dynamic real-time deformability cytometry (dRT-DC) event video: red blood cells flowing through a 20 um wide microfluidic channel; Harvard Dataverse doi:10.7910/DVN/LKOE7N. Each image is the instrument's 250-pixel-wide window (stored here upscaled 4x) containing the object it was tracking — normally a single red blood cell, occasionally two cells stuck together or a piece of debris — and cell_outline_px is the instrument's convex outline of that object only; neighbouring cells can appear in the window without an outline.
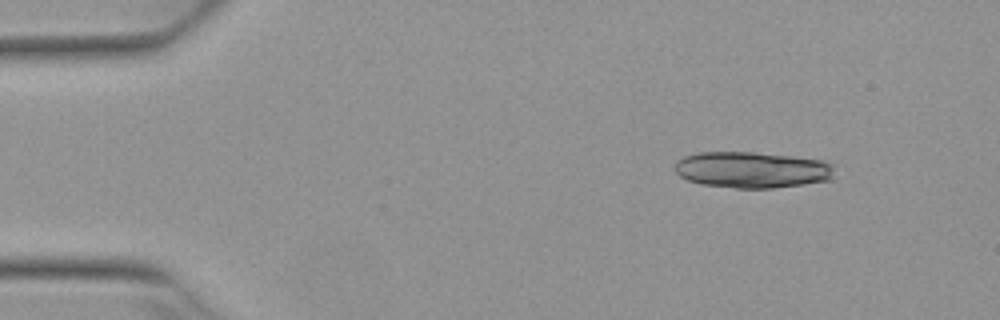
{"species": "Egyptian fruit bat (a non-hibernating species)", "species_latin": "Rousettus aegyptiacus", "temperature_condition": "warm", "stored_images_in_passage": 7, "camera_frame_rate_fps": 3000, "um_per_image_px": 0.085, "animal": {"sex": "female"}, "frame": {"image": 1, "passage_image": 2, "time_ms": 0.333, "image_size_px": [1000, 320], "cell_outline_px": [[832, 180], [804, 184], [772, 188], [736, 188], [700, 184], [688, 180], [680, 176], [676, 172], [676, 160], [684, 156], [700, 152], [756, 152], [792, 156], [820, 160], [832, 164]], "centroid_in_image_um": [63.9, 14.43], "position_along_channel_um": 21.1, "area_um2": 33.7}}
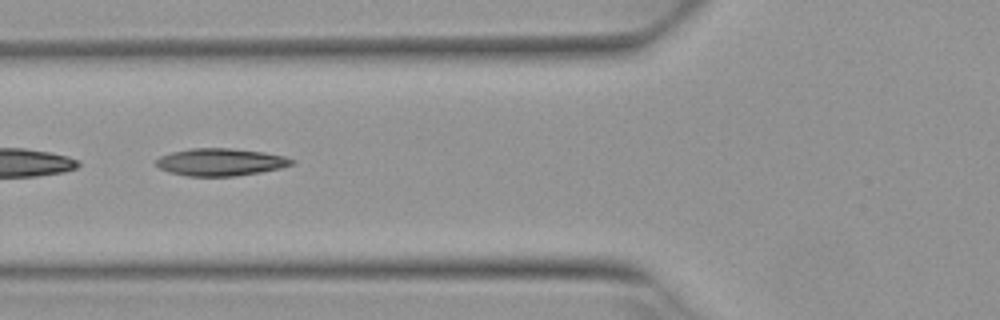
{"frame": {"image": 2, "passage_image": 6, "time_ms": 1.667, "image_size_px": [1000, 320], "cell_outline_px": [[296, 160], [292, 164], [280, 168], [260, 172], [236, 176], [188, 176], [168, 172], [160, 168], [156, 164], [156, 160], [160, 156], [172, 152], [192, 148], [228, 148], [264, 152], [284, 156]], "centroid_in_image_um": [18.74, 13.78], "position_along_channel_um": 107.1, "area_um2": 21.56}}
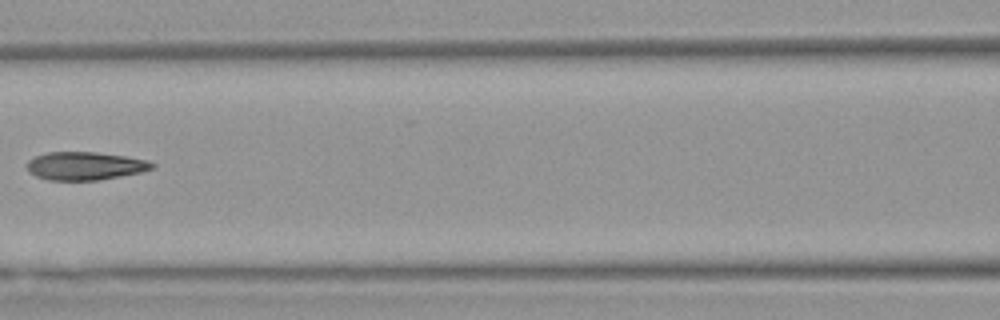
{"frame": {"image": 3, "passage_image": 7, "time_ms": 2.0, "image_size_px": [1000, 320], "cell_outline_px": [[156, 164], [152, 168], [140, 172], [100, 180], [48, 180], [36, 176], [28, 172], [28, 160], [36, 156], [48, 152], [96, 152], [124, 156], [144, 160]], "centroid_in_image_um": [7.19, 14.1], "position_along_channel_um": 159.4, "area_um2": 20.29}}